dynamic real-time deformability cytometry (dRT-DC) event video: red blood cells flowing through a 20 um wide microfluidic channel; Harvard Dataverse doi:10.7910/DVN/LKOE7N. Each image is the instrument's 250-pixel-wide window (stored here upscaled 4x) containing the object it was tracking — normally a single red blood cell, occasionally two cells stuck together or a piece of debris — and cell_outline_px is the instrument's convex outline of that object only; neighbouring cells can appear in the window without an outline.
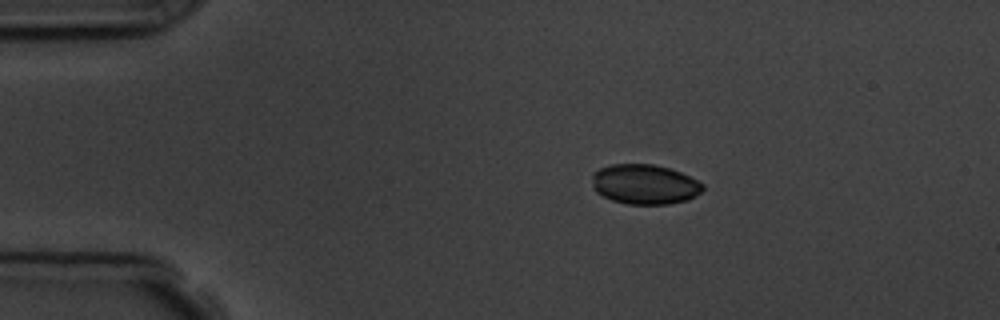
{"species": "common noctule bat (a hibernating species)", "species_latin": "Nyctalus noctula", "temperature_condition": "room temperature", "stored_images_in_passage": 4, "camera_frame_rate_fps": 3000, "um_per_image_px": 0.085, "animal": {"sex": "male", "body_mass_g": 19.5, "forearm_length_mm": 54.6}, "frame": {"image": 1, "passage_image": 2, "time_ms": 1.333, "image_size_px": [1000, 320], "cell_outline_px": [[704, 188], [696, 196], [688, 200], [668, 204], [628, 204], [612, 200], [596, 192], [592, 184], [592, 172], [600, 168], [612, 164], [652, 164], [668, 168], [680, 172], [704, 184]], "centroid_in_image_um": [54.78, 15.67], "position_along_channel_um": 30.2, "area_um2": 25.72}}